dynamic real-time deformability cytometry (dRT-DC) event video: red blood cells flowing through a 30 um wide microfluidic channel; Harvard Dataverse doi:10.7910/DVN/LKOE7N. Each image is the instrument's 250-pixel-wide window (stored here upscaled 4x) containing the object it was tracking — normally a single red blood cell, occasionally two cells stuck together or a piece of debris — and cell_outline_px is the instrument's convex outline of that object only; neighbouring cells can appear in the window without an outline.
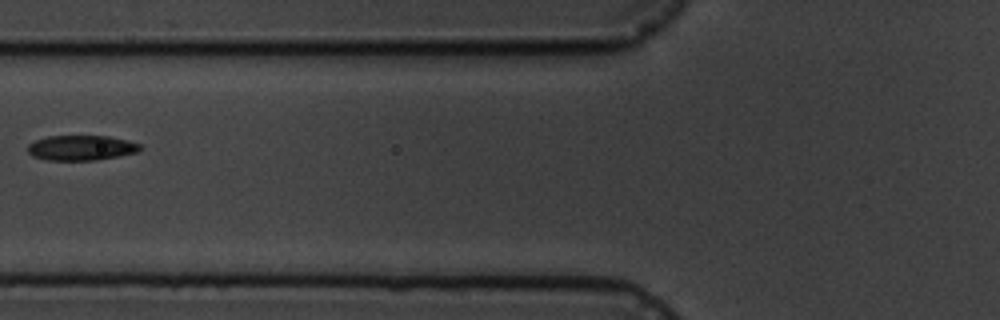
{"species": "common noctule bat (a hibernating species)", "species_latin": "Nyctalus noctula", "temperature_condition": "cold", "stored_images_in_passage": 7, "camera_frame_rate_fps": 3000, "um_per_image_px": 0.085, "animal": {"sex": "male", "body_mass_g": 19.5, "forearm_length_mm": 54.6}, "frame": {"image": 1, "passage_image": 7, "time_ms": 7.0, "image_size_px": [1000, 320], "cell_outline_px": [[144, 148], [136, 152], [96, 160], [48, 160], [32, 156], [28, 152], [28, 144], [36, 140], [48, 136], [108, 136], [128, 140], [140, 144]], "centroid_in_image_um": [6.91, 12.56], "position_along_channel_um": 118.9, "area_um2": 16.36}}